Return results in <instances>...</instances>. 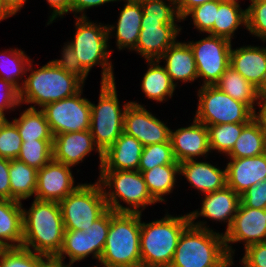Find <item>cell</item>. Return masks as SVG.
<instances>
[{"label": "cell", "mask_w": 266, "mask_h": 267, "mask_svg": "<svg viewBox=\"0 0 266 267\" xmlns=\"http://www.w3.org/2000/svg\"><path fill=\"white\" fill-rule=\"evenodd\" d=\"M22 212V247L53 259L62 247L65 232L59 202L34 198L29 210L23 208Z\"/></svg>", "instance_id": "cell-1"}, {"label": "cell", "mask_w": 266, "mask_h": 267, "mask_svg": "<svg viewBox=\"0 0 266 267\" xmlns=\"http://www.w3.org/2000/svg\"><path fill=\"white\" fill-rule=\"evenodd\" d=\"M59 204L65 230L84 231L108 210L98 181L94 184H81Z\"/></svg>", "instance_id": "cell-9"}, {"label": "cell", "mask_w": 266, "mask_h": 267, "mask_svg": "<svg viewBox=\"0 0 266 267\" xmlns=\"http://www.w3.org/2000/svg\"><path fill=\"white\" fill-rule=\"evenodd\" d=\"M98 24L91 22L88 17H76L74 39L67 43L73 48L81 65L88 72L93 66L100 65L102 67L101 82H113L115 77L112 62L109 60L112 50L108 49L110 37L107 25Z\"/></svg>", "instance_id": "cell-7"}, {"label": "cell", "mask_w": 266, "mask_h": 267, "mask_svg": "<svg viewBox=\"0 0 266 267\" xmlns=\"http://www.w3.org/2000/svg\"><path fill=\"white\" fill-rule=\"evenodd\" d=\"M158 60L166 61V72L176 87L177 83L175 82L177 80L186 83L193 82L198 78L194 54L186 42L176 41Z\"/></svg>", "instance_id": "cell-24"}, {"label": "cell", "mask_w": 266, "mask_h": 267, "mask_svg": "<svg viewBox=\"0 0 266 267\" xmlns=\"http://www.w3.org/2000/svg\"><path fill=\"white\" fill-rule=\"evenodd\" d=\"M93 267H99V266L96 264V266H93ZM102 267H107V266L103 265Z\"/></svg>", "instance_id": "cell-65"}, {"label": "cell", "mask_w": 266, "mask_h": 267, "mask_svg": "<svg viewBox=\"0 0 266 267\" xmlns=\"http://www.w3.org/2000/svg\"><path fill=\"white\" fill-rule=\"evenodd\" d=\"M8 119L5 117V113L0 112V129L7 123Z\"/></svg>", "instance_id": "cell-56"}, {"label": "cell", "mask_w": 266, "mask_h": 267, "mask_svg": "<svg viewBox=\"0 0 266 267\" xmlns=\"http://www.w3.org/2000/svg\"><path fill=\"white\" fill-rule=\"evenodd\" d=\"M23 141L17 126L11 121L0 129V157L17 159Z\"/></svg>", "instance_id": "cell-43"}, {"label": "cell", "mask_w": 266, "mask_h": 267, "mask_svg": "<svg viewBox=\"0 0 266 267\" xmlns=\"http://www.w3.org/2000/svg\"><path fill=\"white\" fill-rule=\"evenodd\" d=\"M259 92H260V96L266 97V81H265L264 86L259 90Z\"/></svg>", "instance_id": "cell-59"}, {"label": "cell", "mask_w": 266, "mask_h": 267, "mask_svg": "<svg viewBox=\"0 0 266 267\" xmlns=\"http://www.w3.org/2000/svg\"><path fill=\"white\" fill-rule=\"evenodd\" d=\"M7 247L5 245H3L1 242H0V257L3 253V251L6 249Z\"/></svg>", "instance_id": "cell-61"}, {"label": "cell", "mask_w": 266, "mask_h": 267, "mask_svg": "<svg viewBox=\"0 0 266 267\" xmlns=\"http://www.w3.org/2000/svg\"><path fill=\"white\" fill-rule=\"evenodd\" d=\"M113 1L117 0H70V12H73L75 18L77 13L81 14L78 18H87L85 10Z\"/></svg>", "instance_id": "cell-50"}, {"label": "cell", "mask_w": 266, "mask_h": 267, "mask_svg": "<svg viewBox=\"0 0 266 267\" xmlns=\"http://www.w3.org/2000/svg\"><path fill=\"white\" fill-rule=\"evenodd\" d=\"M110 227V209H108L100 218L93 222L88 229L84 232H88L91 235L93 246V257L99 259L103 253L106 238Z\"/></svg>", "instance_id": "cell-44"}, {"label": "cell", "mask_w": 266, "mask_h": 267, "mask_svg": "<svg viewBox=\"0 0 266 267\" xmlns=\"http://www.w3.org/2000/svg\"><path fill=\"white\" fill-rule=\"evenodd\" d=\"M196 160L179 163V175L185 176L193 188L206 194L227 185L226 168L222 170L211 163Z\"/></svg>", "instance_id": "cell-23"}, {"label": "cell", "mask_w": 266, "mask_h": 267, "mask_svg": "<svg viewBox=\"0 0 266 267\" xmlns=\"http://www.w3.org/2000/svg\"><path fill=\"white\" fill-rule=\"evenodd\" d=\"M222 1L223 0H214L196 6L190 10L182 20L184 21L188 16H191L195 28L199 30V32L207 34L213 28L216 19V11H218L219 4Z\"/></svg>", "instance_id": "cell-41"}, {"label": "cell", "mask_w": 266, "mask_h": 267, "mask_svg": "<svg viewBox=\"0 0 266 267\" xmlns=\"http://www.w3.org/2000/svg\"><path fill=\"white\" fill-rule=\"evenodd\" d=\"M51 260L23 247H9L0 257V267H45Z\"/></svg>", "instance_id": "cell-37"}, {"label": "cell", "mask_w": 266, "mask_h": 267, "mask_svg": "<svg viewBox=\"0 0 266 267\" xmlns=\"http://www.w3.org/2000/svg\"><path fill=\"white\" fill-rule=\"evenodd\" d=\"M149 68L142 79V92L148 99L163 102L173 96L176 86L159 60H147Z\"/></svg>", "instance_id": "cell-28"}, {"label": "cell", "mask_w": 266, "mask_h": 267, "mask_svg": "<svg viewBox=\"0 0 266 267\" xmlns=\"http://www.w3.org/2000/svg\"><path fill=\"white\" fill-rule=\"evenodd\" d=\"M167 1H169V0H167ZM170 1H173L174 3H176L178 0H170Z\"/></svg>", "instance_id": "cell-64"}, {"label": "cell", "mask_w": 266, "mask_h": 267, "mask_svg": "<svg viewBox=\"0 0 266 267\" xmlns=\"http://www.w3.org/2000/svg\"><path fill=\"white\" fill-rule=\"evenodd\" d=\"M38 170L18 159H10L11 200H26L35 195Z\"/></svg>", "instance_id": "cell-30"}, {"label": "cell", "mask_w": 266, "mask_h": 267, "mask_svg": "<svg viewBox=\"0 0 266 267\" xmlns=\"http://www.w3.org/2000/svg\"><path fill=\"white\" fill-rule=\"evenodd\" d=\"M9 168L10 159L0 157V199L11 200Z\"/></svg>", "instance_id": "cell-49"}, {"label": "cell", "mask_w": 266, "mask_h": 267, "mask_svg": "<svg viewBox=\"0 0 266 267\" xmlns=\"http://www.w3.org/2000/svg\"><path fill=\"white\" fill-rule=\"evenodd\" d=\"M71 166L53 158L37 173L35 199L60 202L81 184L74 186Z\"/></svg>", "instance_id": "cell-16"}, {"label": "cell", "mask_w": 266, "mask_h": 267, "mask_svg": "<svg viewBox=\"0 0 266 267\" xmlns=\"http://www.w3.org/2000/svg\"><path fill=\"white\" fill-rule=\"evenodd\" d=\"M214 0H178L175 3L178 15L181 19L185 17V15L192 10L194 7L202 5L207 2H211Z\"/></svg>", "instance_id": "cell-52"}, {"label": "cell", "mask_w": 266, "mask_h": 267, "mask_svg": "<svg viewBox=\"0 0 266 267\" xmlns=\"http://www.w3.org/2000/svg\"><path fill=\"white\" fill-rule=\"evenodd\" d=\"M143 11L141 3L127 2L120 11L116 27L107 25L108 36L116 29V46L119 50H134L141 30Z\"/></svg>", "instance_id": "cell-25"}, {"label": "cell", "mask_w": 266, "mask_h": 267, "mask_svg": "<svg viewBox=\"0 0 266 267\" xmlns=\"http://www.w3.org/2000/svg\"><path fill=\"white\" fill-rule=\"evenodd\" d=\"M11 15L4 9L2 0H0V21L9 18Z\"/></svg>", "instance_id": "cell-55"}, {"label": "cell", "mask_w": 266, "mask_h": 267, "mask_svg": "<svg viewBox=\"0 0 266 267\" xmlns=\"http://www.w3.org/2000/svg\"><path fill=\"white\" fill-rule=\"evenodd\" d=\"M203 195L201 210L188 213L190 221H195L198 217L223 221L227 223V231L237 213L240 195L227 185L222 189Z\"/></svg>", "instance_id": "cell-20"}, {"label": "cell", "mask_w": 266, "mask_h": 267, "mask_svg": "<svg viewBox=\"0 0 266 267\" xmlns=\"http://www.w3.org/2000/svg\"><path fill=\"white\" fill-rule=\"evenodd\" d=\"M223 236L229 257L234 256L231 243L244 242L246 248L251 244L266 242V209L246 207L240 202L232 224Z\"/></svg>", "instance_id": "cell-13"}, {"label": "cell", "mask_w": 266, "mask_h": 267, "mask_svg": "<svg viewBox=\"0 0 266 267\" xmlns=\"http://www.w3.org/2000/svg\"><path fill=\"white\" fill-rule=\"evenodd\" d=\"M98 105L90 102V131L101 153L111 147L123 133L124 114L131 102L120 108L116 82H101Z\"/></svg>", "instance_id": "cell-8"}, {"label": "cell", "mask_w": 266, "mask_h": 267, "mask_svg": "<svg viewBox=\"0 0 266 267\" xmlns=\"http://www.w3.org/2000/svg\"><path fill=\"white\" fill-rule=\"evenodd\" d=\"M241 25L247 26L246 9H241L239 3L223 0L216 11L213 28L208 34L232 41L235 31Z\"/></svg>", "instance_id": "cell-29"}, {"label": "cell", "mask_w": 266, "mask_h": 267, "mask_svg": "<svg viewBox=\"0 0 266 267\" xmlns=\"http://www.w3.org/2000/svg\"><path fill=\"white\" fill-rule=\"evenodd\" d=\"M182 28L177 24H163L161 18L142 15L141 30L134 51L147 60H158L176 42Z\"/></svg>", "instance_id": "cell-15"}, {"label": "cell", "mask_w": 266, "mask_h": 267, "mask_svg": "<svg viewBox=\"0 0 266 267\" xmlns=\"http://www.w3.org/2000/svg\"><path fill=\"white\" fill-rule=\"evenodd\" d=\"M0 78L8 81L15 88L20 90L22 86L19 81L27 76V68L33 60L28 57L24 51L11 49L0 52ZM20 78V79H19Z\"/></svg>", "instance_id": "cell-35"}, {"label": "cell", "mask_w": 266, "mask_h": 267, "mask_svg": "<svg viewBox=\"0 0 266 267\" xmlns=\"http://www.w3.org/2000/svg\"><path fill=\"white\" fill-rule=\"evenodd\" d=\"M117 1H119V0H117ZM121 1V0H120ZM124 2H134V3H141V2H143V1H145V0H123Z\"/></svg>", "instance_id": "cell-60"}, {"label": "cell", "mask_w": 266, "mask_h": 267, "mask_svg": "<svg viewBox=\"0 0 266 267\" xmlns=\"http://www.w3.org/2000/svg\"><path fill=\"white\" fill-rule=\"evenodd\" d=\"M27 0H2L4 9L11 15H16L22 9Z\"/></svg>", "instance_id": "cell-54"}, {"label": "cell", "mask_w": 266, "mask_h": 267, "mask_svg": "<svg viewBox=\"0 0 266 267\" xmlns=\"http://www.w3.org/2000/svg\"><path fill=\"white\" fill-rule=\"evenodd\" d=\"M193 51L198 78L202 86H214L230 66L231 41L214 35L187 42Z\"/></svg>", "instance_id": "cell-12"}, {"label": "cell", "mask_w": 266, "mask_h": 267, "mask_svg": "<svg viewBox=\"0 0 266 267\" xmlns=\"http://www.w3.org/2000/svg\"><path fill=\"white\" fill-rule=\"evenodd\" d=\"M240 202L246 207L266 209V179L244 191Z\"/></svg>", "instance_id": "cell-46"}, {"label": "cell", "mask_w": 266, "mask_h": 267, "mask_svg": "<svg viewBox=\"0 0 266 267\" xmlns=\"http://www.w3.org/2000/svg\"><path fill=\"white\" fill-rule=\"evenodd\" d=\"M142 213L114 212L99 259L107 267H141L140 230Z\"/></svg>", "instance_id": "cell-3"}, {"label": "cell", "mask_w": 266, "mask_h": 267, "mask_svg": "<svg viewBox=\"0 0 266 267\" xmlns=\"http://www.w3.org/2000/svg\"><path fill=\"white\" fill-rule=\"evenodd\" d=\"M251 4L246 8V29L255 37L266 41V1L250 0Z\"/></svg>", "instance_id": "cell-42"}, {"label": "cell", "mask_w": 266, "mask_h": 267, "mask_svg": "<svg viewBox=\"0 0 266 267\" xmlns=\"http://www.w3.org/2000/svg\"><path fill=\"white\" fill-rule=\"evenodd\" d=\"M49 3L51 9H53L52 14L49 16L47 25L52 23L58 17H64V14L70 12V0H46Z\"/></svg>", "instance_id": "cell-51"}, {"label": "cell", "mask_w": 266, "mask_h": 267, "mask_svg": "<svg viewBox=\"0 0 266 267\" xmlns=\"http://www.w3.org/2000/svg\"><path fill=\"white\" fill-rule=\"evenodd\" d=\"M45 267H62V263L52 259Z\"/></svg>", "instance_id": "cell-58"}, {"label": "cell", "mask_w": 266, "mask_h": 267, "mask_svg": "<svg viewBox=\"0 0 266 267\" xmlns=\"http://www.w3.org/2000/svg\"><path fill=\"white\" fill-rule=\"evenodd\" d=\"M170 143L178 163L195 160L210 151L208 129L203 123L193 120L192 125L170 130Z\"/></svg>", "instance_id": "cell-17"}, {"label": "cell", "mask_w": 266, "mask_h": 267, "mask_svg": "<svg viewBox=\"0 0 266 267\" xmlns=\"http://www.w3.org/2000/svg\"><path fill=\"white\" fill-rule=\"evenodd\" d=\"M143 144L135 137L124 132L102 153V165L99 170H138Z\"/></svg>", "instance_id": "cell-22"}, {"label": "cell", "mask_w": 266, "mask_h": 267, "mask_svg": "<svg viewBox=\"0 0 266 267\" xmlns=\"http://www.w3.org/2000/svg\"><path fill=\"white\" fill-rule=\"evenodd\" d=\"M206 221H190L182 232L169 267H222L229 258L223 233H217Z\"/></svg>", "instance_id": "cell-2"}, {"label": "cell", "mask_w": 266, "mask_h": 267, "mask_svg": "<svg viewBox=\"0 0 266 267\" xmlns=\"http://www.w3.org/2000/svg\"><path fill=\"white\" fill-rule=\"evenodd\" d=\"M52 145L53 140L23 141L17 159L39 170L53 158Z\"/></svg>", "instance_id": "cell-38"}, {"label": "cell", "mask_w": 266, "mask_h": 267, "mask_svg": "<svg viewBox=\"0 0 266 267\" xmlns=\"http://www.w3.org/2000/svg\"><path fill=\"white\" fill-rule=\"evenodd\" d=\"M230 66L260 90L266 81V47L231 49Z\"/></svg>", "instance_id": "cell-21"}, {"label": "cell", "mask_w": 266, "mask_h": 267, "mask_svg": "<svg viewBox=\"0 0 266 267\" xmlns=\"http://www.w3.org/2000/svg\"><path fill=\"white\" fill-rule=\"evenodd\" d=\"M266 153V133L252 119L243 129L228 158L254 157Z\"/></svg>", "instance_id": "cell-32"}, {"label": "cell", "mask_w": 266, "mask_h": 267, "mask_svg": "<svg viewBox=\"0 0 266 267\" xmlns=\"http://www.w3.org/2000/svg\"><path fill=\"white\" fill-rule=\"evenodd\" d=\"M29 63L30 75L21 82L19 90L20 105L35 104L40 109L49 103L59 101L78 93L84 84L57 66L52 60L36 70Z\"/></svg>", "instance_id": "cell-5"}, {"label": "cell", "mask_w": 266, "mask_h": 267, "mask_svg": "<svg viewBox=\"0 0 266 267\" xmlns=\"http://www.w3.org/2000/svg\"><path fill=\"white\" fill-rule=\"evenodd\" d=\"M62 50L61 59H55L52 61L63 71L75 76L84 84L89 72L81 65L73 48L68 43L64 45Z\"/></svg>", "instance_id": "cell-45"}, {"label": "cell", "mask_w": 266, "mask_h": 267, "mask_svg": "<svg viewBox=\"0 0 266 267\" xmlns=\"http://www.w3.org/2000/svg\"><path fill=\"white\" fill-rule=\"evenodd\" d=\"M22 202L0 199V242L9 247H22Z\"/></svg>", "instance_id": "cell-26"}, {"label": "cell", "mask_w": 266, "mask_h": 267, "mask_svg": "<svg viewBox=\"0 0 266 267\" xmlns=\"http://www.w3.org/2000/svg\"><path fill=\"white\" fill-rule=\"evenodd\" d=\"M167 4L164 0H145L141 2L143 15H147V18H161L163 24H176L181 22L175 3L168 1Z\"/></svg>", "instance_id": "cell-40"}, {"label": "cell", "mask_w": 266, "mask_h": 267, "mask_svg": "<svg viewBox=\"0 0 266 267\" xmlns=\"http://www.w3.org/2000/svg\"><path fill=\"white\" fill-rule=\"evenodd\" d=\"M35 107L31 105L12 121L17 126L22 141L53 140L54 136L43 111Z\"/></svg>", "instance_id": "cell-31"}, {"label": "cell", "mask_w": 266, "mask_h": 267, "mask_svg": "<svg viewBox=\"0 0 266 267\" xmlns=\"http://www.w3.org/2000/svg\"><path fill=\"white\" fill-rule=\"evenodd\" d=\"M177 174L179 175V164L155 166L142 172L149 193L158 203L165 202L163 196L172 193Z\"/></svg>", "instance_id": "cell-33"}, {"label": "cell", "mask_w": 266, "mask_h": 267, "mask_svg": "<svg viewBox=\"0 0 266 267\" xmlns=\"http://www.w3.org/2000/svg\"><path fill=\"white\" fill-rule=\"evenodd\" d=\"M170 128L137 102H131L124 114L123 132L143 146L168 142Z\"/></svg>", "instance_id": "cell-14"}, {"label": "cell", "mask_w": 266, "mask_h": 267, "mask_svg": "<svg viewBox=\"0 0 266 267\" xmlns=\"http://www.w3.org/2000/svg\"><path fill=\"white\" fill-rule=\"evenodd\" d=\"M83 88L73 96L44 105L43 111L53 136L90 129V101L81 97Z\"/></svg>", "instance_id": "cell-11"}, {"label": "cell", "mask_w": 266, "mask_h": 267, "mask_svg": "<svg viewBox=\"0 0 266 267\" xmlns=\"http://www.w3.org/2000/svg\"><path fill=\"white\" fill-rule=\"evenodd\" d=\"M98 182L108 209L114 212L142 213L146 206L157 203L138 170H100ZM119 201L129 206H122Z\"/></svg>", "instance_id": "cell-6"}, {"label": "cell", "mask_w": 266, "mask_h": 267, "mask_svg": "<svg viewBox=\"0 0 266 267\" xmlns=\"http://www.w3.org/2000/svg\"><path fill=\"white\" fill-rule=\"evenodd\" d=\"M224 1H230V2H236V3H238V0H224Z\"/></svg>", "instance_id": "cell-63"}, {"label": "cell", "mask_w": 266, "mask_h": 267, "mask_svg": "<svg viewBox=\"0 0 266 267\" xmlns=\"http://www.w3.org/2000/svg\"><path fill=\"white\" fill-rule=\"evenodd\" d=\"M190 225L189 215L171 216L141 222V267H169L182 232Z\"/></svg>", "instance_id": "cell-4"}, {"label": "cell", "mask_w": 266, "mask_h": 267, "mask_svg": "<svg viewBox=\"0 0 266 267\" xmlns=\"http://www.w3.org/2000/svg\"><path fill=\"white\" fill-rule=\"evenodd\" d=\"M226 166L227 186L241 195L266 179V153L254 157L229 158Z\"/></svg>", "instance_id": "cell-19"}, {"label": "cell", "mask_w": 266, "mask_h": 267, "mask_svg": "<svg viewBox=\"0 0 266 267\" xmlns=\"http://www.w3.org/2000/svg\"><path fill=\"white\" fill-rule=\"evenodd\" d=\"M94 149L99 155L101 168L102 153L96 147L90 130L58 134L53 138V159L71 167L83 162Z\"/></svg>", "instance_id": "cell-18"}, {"label": "cell", "mask_w": 266, "mask_h": 267, "mask_svg": "<svg viewBox=\"0 0 266 267\" xmlns=\"http://www.w3.org/2000/svg\"><path fill=\"white\" fill-rule=\"evenodd\" d=\"M93 255L91 235L82 230H65L62 247L53 260L65 263L66 256L69 257V264L82 261L89 255Z\"/></svg>", "instance_id": "cell-34"}, {"label": "cell", "mask_w": 266, "mask_h": 267, "mask_svg": "<svg viewBox=\"0 0 266 267\" xmlns=\"http://www.w3.org/2000/svg\"><path fill=\"white\" fill-rule=\"evenodd\" d=\"M194 119L204 125L249 123L253 111L243 102L220 91L216 86H201Z\"/></svg>", "instance_id": "cell-10"}, {"label": "cell", "mask_w": 266, "mask_h": 267, "mask_svg": "<svg viewBox=\"0 0 266 267\" xmlns=\"http://www.w3.org/2000/svg\"><path fill=\"white\" fill-rule=\"evenodd\" d=\"M235 100L246 104L253 112L256 111L260 92L252 83L248 82L239 72L229 66L220 80L214 85Z\"/></svg>", "instance_id": "cell-27"}, {"label": "cell", "mask_w": 266, "mask_h": 267, "mask_svg": "<svg viewBox=\"0 0 266 267\" xmlns=\"http://www.w3.org/2000/svg\"><path fill=\"white\" fill-rule=\"evenodd\" d=\"M240 262L246 267H266V242L247 246Z\"/></svg>", "instance_id": "cell-47"}, {"label": "cell", "mask_w": 266, "mask_h": 267, "mask_svg": "<svg viewBox=\"0 0 266 267\" xmlns=\"http://www.w3.org/2000/svg\"><path fill=\"white\" fill-rule=\"evenodd\" d=\"M247 124L225 123L207 125L210 151L217 150L218 153H224L227 156L240 136L242 129Z\"/></svg>", "instance_id": "cell-36"}, {"label": "cell", "mask_w": 266, "mask_h": 267, "mask_svg": "<svg viewBox=\"0 0 266 267\" xmlns=\"http://www.w3.org/2000/svg\"><path fill=\"white\" fill-rule=\"evenodd\" d=\"M256 105L261 108L259 109L258 113H256V111L253 112V119L266 133V97L260 96Z\"/></svg>", "instance_id": "cell-53"}, {"label": "cell", "mask_w": 266, "mask_h": 267, "mask_svg": "<svg viewBox=\"0 0 266 267\" xmlns=\"http://www.w3.org/2000/svg\"><path fill=\"white\" fill-rule=\"evenodd\" d=\"M233 258L232 257H229L223 264H222V267H230L232 266L234 263H233ZM243 267H246L244 264H243Z\"/></svg>", "instance_id": "cell-57"}, {"label": "cell", "mask_w": 266, "mask_h": 267, "mask_svg": "<svg viewBox=\"0 0 266 267\" xmlns=\"http://www.w3.org/2000/svg\"><path fill=\"white\" fill-rule=\"evenodd\" d=\"M0 112L11 109L14 110L16 106H20L19 100V90L15 88L12 84L4 79L0 78Z\"/></svg>", "instance_id": "cell-48"}, {"label": "cell", "mask_w": 266, "mask_h": 267, "mask_svg": "<svg viewBox=\"0 0 266 267\" xmlns=\"http://www.w3.org/2000/svg\"><path fill=\"white\" fill-rule=\"evenodd\" d=\"M72 266H73L72 264L65 265V264L62 263V267H72Z\"/></svg>", "instance_id": "cell-62"}, {"label": "cell", "mask_w": 266, "mask_h": 267, "mask_svg": "<svg viewBox=\"0 0 266 267\" xmlns=\"http://www.w3.org/2000/svg\"><path fill=\"white\" fill-rule=\"evenodd\" d=\"M167 164H179L173 154L170 140L159 144H151L143 147L138 171H148L155 166Z\"/></svg>", "instance_id": "cell-39"}]
</instances>
